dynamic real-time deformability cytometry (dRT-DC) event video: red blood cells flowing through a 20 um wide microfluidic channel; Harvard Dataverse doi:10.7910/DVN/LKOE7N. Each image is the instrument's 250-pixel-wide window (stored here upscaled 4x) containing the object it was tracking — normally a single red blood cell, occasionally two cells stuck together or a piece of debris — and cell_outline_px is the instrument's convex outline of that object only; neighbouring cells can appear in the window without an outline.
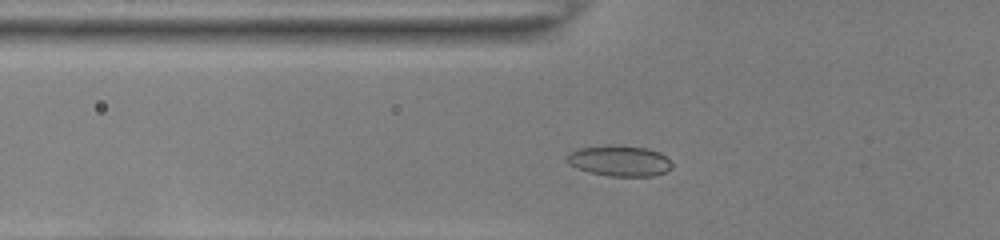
{"species": "common noctule bat (a hibernating species)", "species_latin": "Nyctalus noctula", "temperature_condition": "room temperature", "stored_images_in_passage": 42, "camera_frame_rate_fps": 3000, "um_per_image_px": 0.085, "animal": {"sex": "female", "body_mass_g": 22.0, "forearm_length_mm": 56.7}, "frame": {"image": 1, "passage_image": 9, "time_ms": 2.667, "image_size_px": [1000, 240], "cell_outline_px": [[672, 168], [664, 172], [652, 176], [608, 176], [588, 172], [576, 168], [568, 164], [568, 152], [580, 148], [608, 144], [620, 144], [648, 148], [660, 152], [672, 164]], "centroid_in_image_um": [52.64, 13.65], "position_along_channel_um": 73.2, "area_um2": 19.07}}
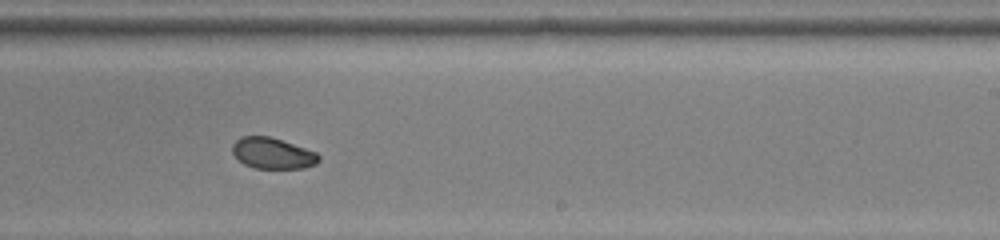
{"frame": {"image": 2, "passage_image": 24, "time_ms": 7.667, "image_size_px": [1000, 240], "cell_outline_px": [[320, 160], [316, 164], [304, 168], [256, 168], [244, 164], [232, 152], [232, 144], [240, 136], [268, 136], [316, 152], [320, 156]], "centroid_in_image_um": [23.16, 13.03], "position_along_channel_um": 265.8, "area_um2": 15.43}}
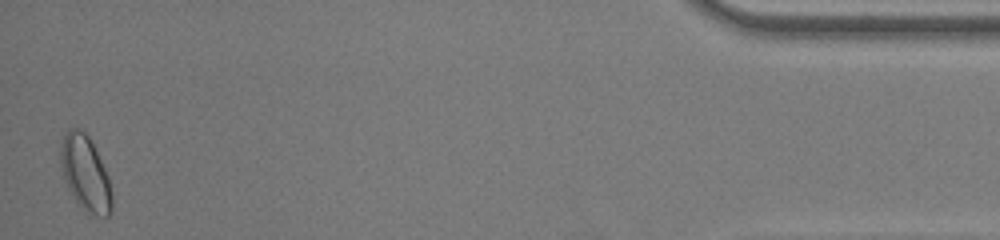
{"frame": {"image": 3, "passage_image": 42, "time_ms": 13.667, "image_size_px": [1000, 240], "cell_outline_px": [[112, 212], [108, 216], [88, 216], [76, 200], [68, 188], [60, 164], [60, 144], [68, 128], [76, 128], [84, 132], [88, 136], [108, 176], [112, 192]], "centroid_in_image_um": [7.26, 14.78], "position_along_channel_um": 427.9, "area_um2": 22.31}, "authors_computed_cell_mechanics": {"area_um2": 17.2822, "velocity_mm_per_s": 3.8787, "shape_relaxation_time_tau1_ms": 8.2485, "shape_relaxation_time_tau2_ms": 2.6818, "deformation_change_tau1": 0.1179, "deformation_change_tau2": 0.0478}}